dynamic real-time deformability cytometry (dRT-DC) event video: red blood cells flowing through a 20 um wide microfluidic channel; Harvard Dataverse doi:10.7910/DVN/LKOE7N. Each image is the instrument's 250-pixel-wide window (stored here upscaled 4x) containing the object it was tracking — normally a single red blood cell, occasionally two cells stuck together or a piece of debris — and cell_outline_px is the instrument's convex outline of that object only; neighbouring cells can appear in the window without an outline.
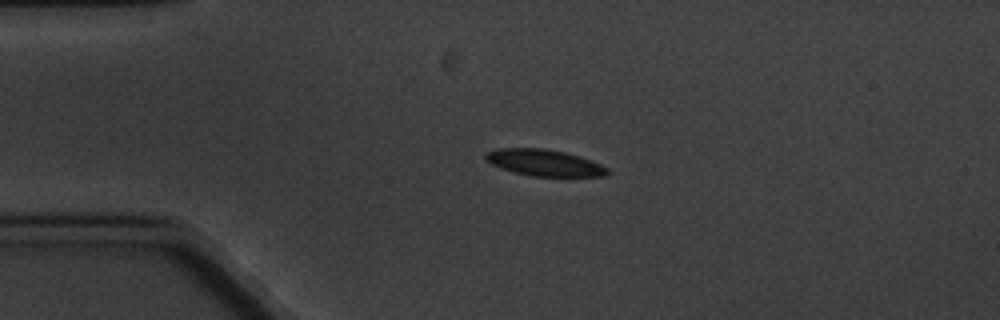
{"species": "common noctule bat (a hibernating species)", "species_latin": "Nyctalus noctula", "temperature_condition": "cold", "stored_images_in_passage": 4, "camera_frame_rate_fps": 3000, "um_per_image_px": 0.085, "animal": {"sex": "male", "body_mass_g": 20.1, "forearm_length_mm": 53.5}, "frame": {"image": 1, "passage_image": 3, "time_ms": 2.333, "image_size_px": [1000, 320], "cell_outline_px": [[608, 172], [604, 176], [532, 176], [500, 168], [492, 164], [484, 156], [488, 152], [500, 148], [544, 148], [564, 152], [600, 164], [608, 168]], "centroid_in_image_um": [46.25, 13.83], "position_along_channel_um": 38.8, "area_um2": 18.32}}